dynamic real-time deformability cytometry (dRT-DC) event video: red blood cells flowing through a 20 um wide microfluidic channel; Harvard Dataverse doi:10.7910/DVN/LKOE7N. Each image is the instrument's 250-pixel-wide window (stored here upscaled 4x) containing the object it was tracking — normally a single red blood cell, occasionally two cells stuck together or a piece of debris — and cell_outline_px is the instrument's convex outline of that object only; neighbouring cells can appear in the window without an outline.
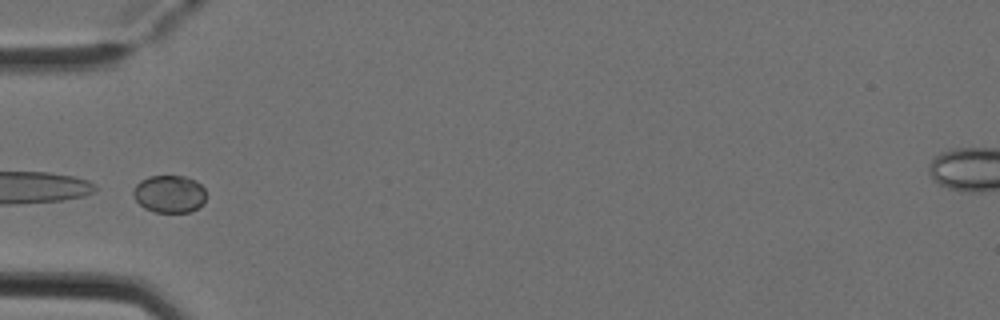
{"species": "Egyptian fruit bat (a non-hibernating species)", "species_latin": "Rousettus aegyptiacus", "temperature_condition": "cold", "stored_images_in_passage": 3, "camera_frame_rate_fps": 3000, "um_per_image_px": 0.085, "animal": {"sex": "female"}, "frame": {"image": 1, "passage_image": 3, "time_ms": 0.667, "image_size_px": [1000, 320], "cell_outline_px": [[204, 204], [188, 212], [156, 212], [144, 208], [136, 200], [132, 192], [132, 188], [140, 180], [148, 176], [184, 176], [196, 180], [204, 188]], "centroid_in_image_um": [14.37, 16.47], "position_along_channel_um": 70.6, "area_um2": 15.95}}